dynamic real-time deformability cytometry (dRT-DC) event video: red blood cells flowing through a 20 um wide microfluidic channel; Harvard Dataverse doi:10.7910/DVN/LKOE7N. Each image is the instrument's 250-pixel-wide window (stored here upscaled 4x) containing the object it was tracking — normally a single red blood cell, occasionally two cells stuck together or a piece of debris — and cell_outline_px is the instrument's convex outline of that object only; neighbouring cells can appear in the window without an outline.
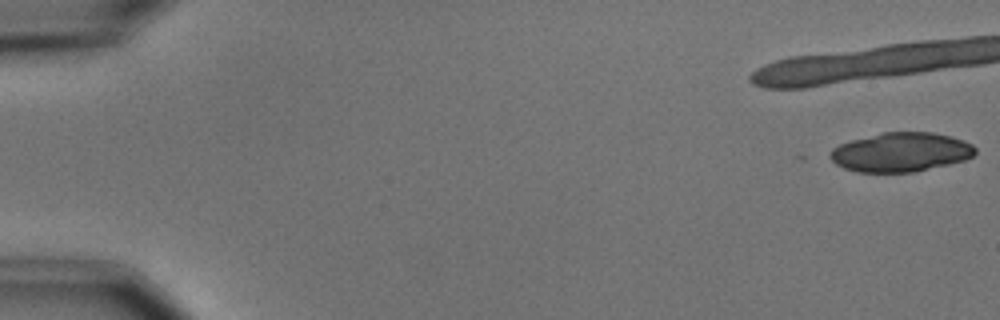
{"species": "common noctule bat (a hibernating species)", "species_latin": "Nyctalus noctula", "temperature_condition": "cold", "stored_images_in_passage": 10, "camera_frame_rate_fps": 3000, "um_per_image_px": 0.085, "animal": {"sex": "male", "body_mass_g": 15.6}, "frame": {"image": 1, "passage_image": 1, "time_ms": 0.0, "image_size_px": [1000, 320], "cell_outline_px": [[976, 152], [972, 156], [964, 160], [948, 164], [912, 172], [856, 172], [844, 168], [836, 164], [828, 156], [828, 152], [832, 148], [840, 144], [852, 140], [884, 132], [932, 132], [952, 136], [964, 140], [972, 144], [976, 148]], "centroid_in_image_um": [76.56, 12.93], "position_along_channel_um": 8.4, "area_um2": 33.12}}
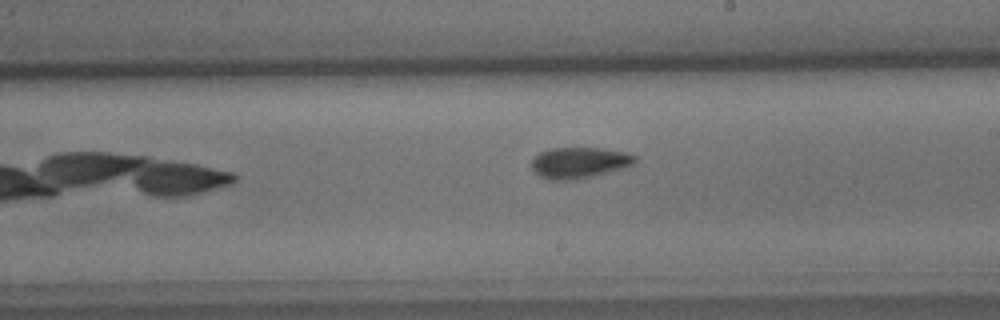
{"frame": {"image": 2, "passage_image": 10, "time_ms": 11.333, "image_size_px": [1000, 320], "cell_outline_px": [[636, 160], [632, 164], [608, 172], [576, 180], [552, 180], [540, 176], [532, 172], [532, 160], [540, 152], [548, 148], [600, 148], [624, 152], [636, 156]], "centroid_in_image_um": [49.18, 13.83], "position_along_channel_um": 239.8, "area_um2": 18.55}}